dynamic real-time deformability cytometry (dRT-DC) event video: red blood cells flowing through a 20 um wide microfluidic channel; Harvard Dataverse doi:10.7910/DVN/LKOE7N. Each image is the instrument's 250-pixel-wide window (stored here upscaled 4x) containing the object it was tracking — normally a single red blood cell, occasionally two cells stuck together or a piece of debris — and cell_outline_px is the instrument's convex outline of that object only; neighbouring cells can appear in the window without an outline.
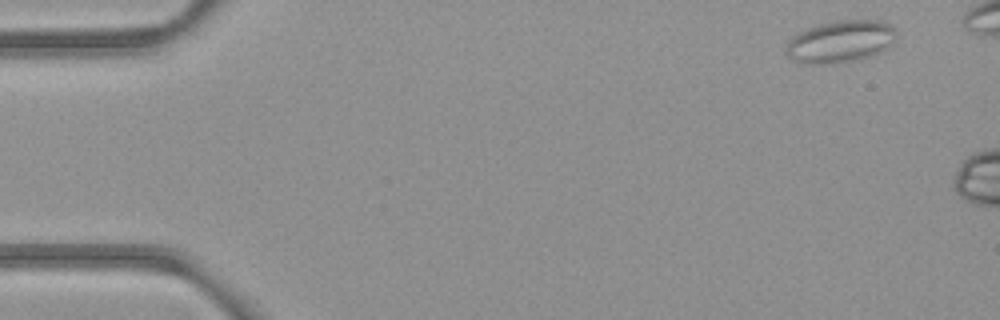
{"species": "common noctule bat (a hibernating species)", "species_latin": "Nyctalus noctula", "temperature_condition": "room temperature", "stored_images_in_passage": 3, "camera_frame_rate_fps": 3000, "um_per_image_px": 0.085, "animal": {"sex": "female", "body_mass_g": 21.9}, "frame": {"image": 1, "passage_image": 1, "time_ms": 0.0, "image_size_px": [1000, 320], "cell_outline_px": [[896, 40], [888, 48], [880, 52], [868, 56], [852, 60], [832, 64], [804, 64], [792, 60], [788, 56], [784, 44], [792, 36], [808, 28], [820, 24], [840, 20], [880, 20], [896, 28]], "centroid_in_image_um": [71.42, 3.53], "position_along_channel_um": 13.6, "area_um2": 27.22}}